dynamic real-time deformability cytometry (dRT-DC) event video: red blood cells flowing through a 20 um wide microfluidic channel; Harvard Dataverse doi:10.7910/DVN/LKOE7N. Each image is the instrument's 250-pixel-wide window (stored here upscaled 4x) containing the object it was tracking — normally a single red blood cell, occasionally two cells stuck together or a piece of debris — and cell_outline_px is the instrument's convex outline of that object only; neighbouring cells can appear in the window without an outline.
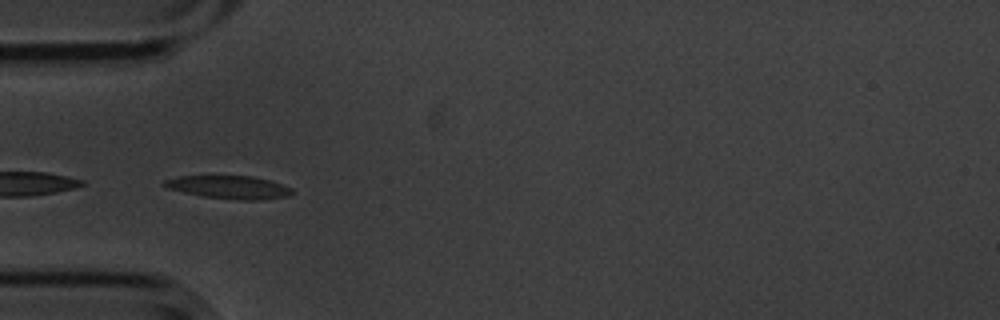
{"species": "common noctule bat (a hibernating species)", "species_latin": "Nyctalus noctula", "temperature_condition": "cold", "stored_images_in_passage": 28, "camera_frame_rate_fps": 3000, "um_per_image_px": 0.085, "animal": {"sex": "male", "body_mass_g": 20.1, "forearm_length_mm": 53.5}, "frame": {"image": 1, "passage_image": 9, "time_ms": 2.667, "image_size_px": [1000, 320], "cell_outline_px": [[292, 192], [288, 196], [256, 200], [240, 200], [200, 196], [168, 188], [160, 184], [164, 180], [180, 176], [252, 176], [268, 180], [292, 188]], "centroid_in_image_um": [19.43, 15.91], "position_along_channel_um": 65.6, "area_um2": 16.99}}
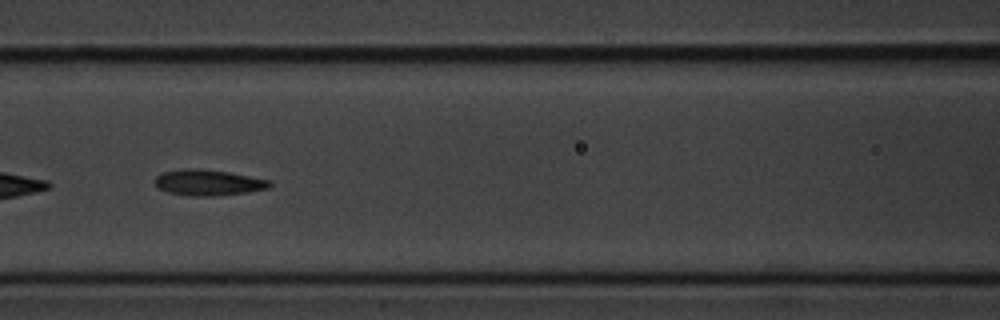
{"frame": {"image": 2, "passage_image": 16, "time_ms": 5.0, "image_size_px": [1000, 320], "cell_outline_px": [[272, 184], [268, 188], [248, 192], [212, 196], [196, 196], [168, 192], [156, 188], [152, 180], [156, 176], [164, 172], [180, 168], [196, 168], [228, 172], [272, 180]], "centroid_in_image_um": [17.66, 15.51], "position_along_channel_um": 148.9, "area_um2": 17.46}}